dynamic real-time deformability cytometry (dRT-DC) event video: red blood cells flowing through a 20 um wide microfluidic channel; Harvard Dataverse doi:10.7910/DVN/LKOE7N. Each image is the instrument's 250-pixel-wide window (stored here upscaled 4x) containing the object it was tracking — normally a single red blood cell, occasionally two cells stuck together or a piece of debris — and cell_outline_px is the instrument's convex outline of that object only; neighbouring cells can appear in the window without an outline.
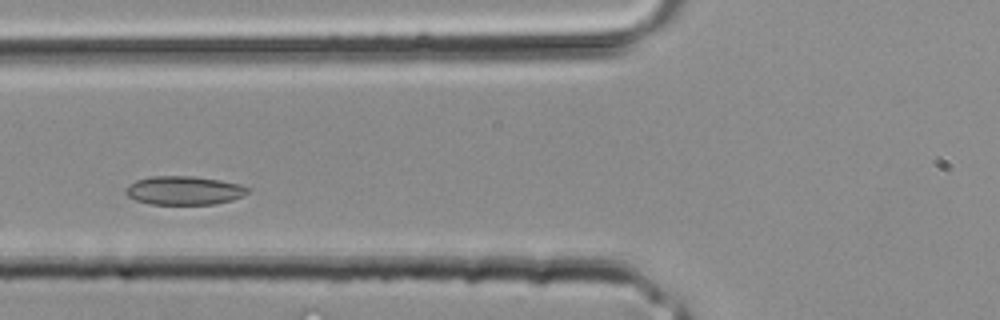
{"species": "common noctule bat (a hibernating species)", "species_latin": "Nyctalus noctula", "temperature_condition": "room temperature", "stored_images_in_passage": 25, "camera_frame_rate_fps": 3000, "um_per_image_px": 0.085, "animal": {"sex": "male", "body_mass_g": 20.4}, "frame": {"image": 1, "passage_image": 7, "time_ms": 2.0, "image_size_px": [1000, 320], "cell_outline_px": [[252, 188], [244, 196], [232, 200], [216, 204], [152, 204], [136, 200], [128, 196], [124, 192], [136, 180], [152, 176], [192, 176], [220, 180], [240, 184]], "centroid_in_image_um": [15.71, 16.19], "position_along_channel_um": 110.1, "area_um2": 20.35}}
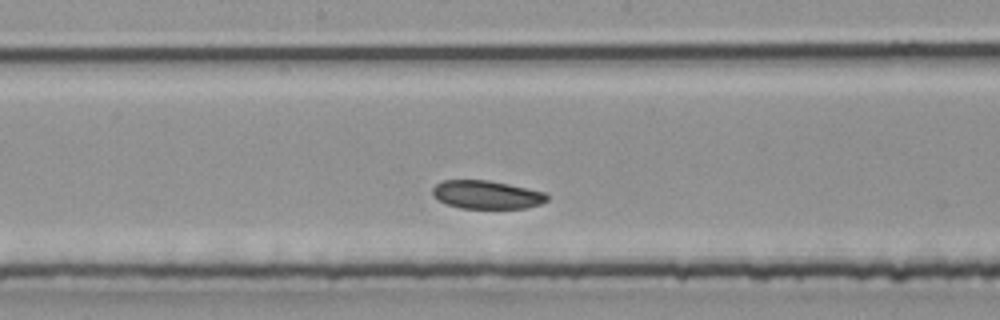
{"frame": {"image": 2, "passage_image": 12, "time_ms": 3.667, "image_size_px": [1000, 320], "cell_outline_px": [[548, 200], [540, 204], [524, 208], [460, 208], [448, 204], [440, 200], [432, 192], [432, 188], [436, 184], [444, 180], [488, 180], [508, 184], [544, 192], [548, 196]], "centroid_in_image_um": [41.38, 16.54], "position_along_channel_um": 206.8, "area_um2": 18.61}}
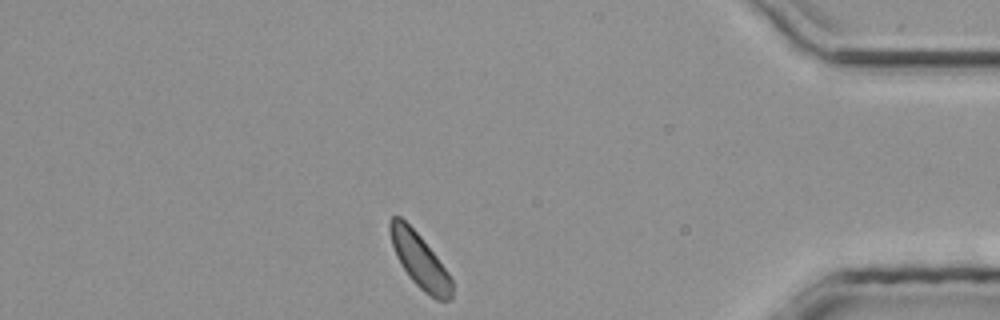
{"frame": {"image": 3, "passage_image": 24, "time_ms": 7.667, "image_size_px": [1000, 320], "cell_outline_px": [[452, 300], [436, 300], [424, 292], [408, 276], [396, 256], [392, 244], [388, 228], [388, 220], [392, 216], [400, 216], [420, 236], [436, 256], [448, 272], [452, 280]], "centroid_in_image_um": [35.66, 22.15], "position_along_channel_um": 399.5, "area_um2": 19.54}}